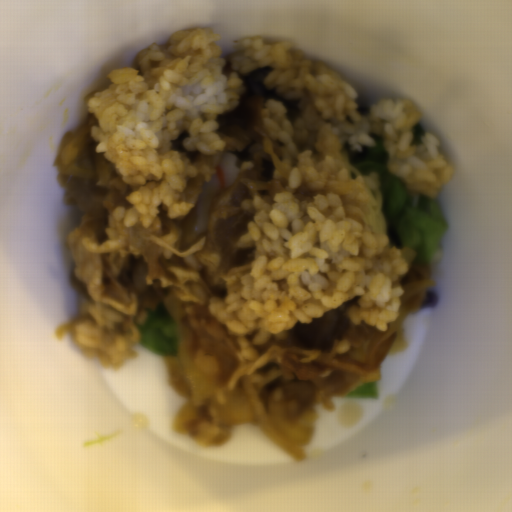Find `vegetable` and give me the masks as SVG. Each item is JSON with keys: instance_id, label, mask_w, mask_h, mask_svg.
Listing matches in <instances>:
<instances>
[{"instance_id": "add77e79", "label": "vegetable", "mask_w": 512, "mask_h": 512, "mask_svg": "<svg viewBox=\"0 0 512 512\" xmlns=\"http://www.w3.org/2000/svg\"><path fill=\"white\" fill-rule=\"evenodd\" d=\"M369 138L373 139V145H362L360 150H353L348 145L341 149V153L362 175L378 174L389 247L413 251L412 263L434 264L449 229L438 192L435 196H426L409 190L389 171L390 155L384 147V138L374 133H370Z\"/></svg>"}, {"instance_id": "ea0f7189", "label": "vegetable", "mask_w": 512, "mask_h": 512, "mask_svg": "<svg viewBox=\"0 0 512 512\" xmlns=\"http://www.w3.org/2000/svg\"><path fill=\"white\" fill-rule=\"evenodd\" d=\"M145 315V320L136 328L141 336V346L163 357L176 356L180 349L179 334L171 312L160 302L146 310Z\"/></svg>"}, {"instance_id": "f7b5029e", "label": "vegetable", "mask_w": 512, "mask_h": 512, "mask_svg": "<svg viewBox=\"0 0 512 512\" xmlns=\"http://www.w3.org/2000/svg\"><path fill=\"white\" fill-rule=\"evenodd\" d=\"M345 398L348 399H362V400H377L379 398L377 383L369 382L356 385L350 390Z\"/></svg>"}, {"instance_id": "96ceb2fe", "label": "vegetable", "mask_w": 512, "mask_h": 512, "mask_svg": "<svg viewBox=\"0 0 512 512\" xmlns=\"http://www.w3.org/2000/svg\"><path fill=\"white\" fill-rule=\"evenodd\" d=\"M426 136L425 130L421 123H417L412 129V137H411V145H420L422 144L423 137Z\"/></svg>"}]
</instances>
